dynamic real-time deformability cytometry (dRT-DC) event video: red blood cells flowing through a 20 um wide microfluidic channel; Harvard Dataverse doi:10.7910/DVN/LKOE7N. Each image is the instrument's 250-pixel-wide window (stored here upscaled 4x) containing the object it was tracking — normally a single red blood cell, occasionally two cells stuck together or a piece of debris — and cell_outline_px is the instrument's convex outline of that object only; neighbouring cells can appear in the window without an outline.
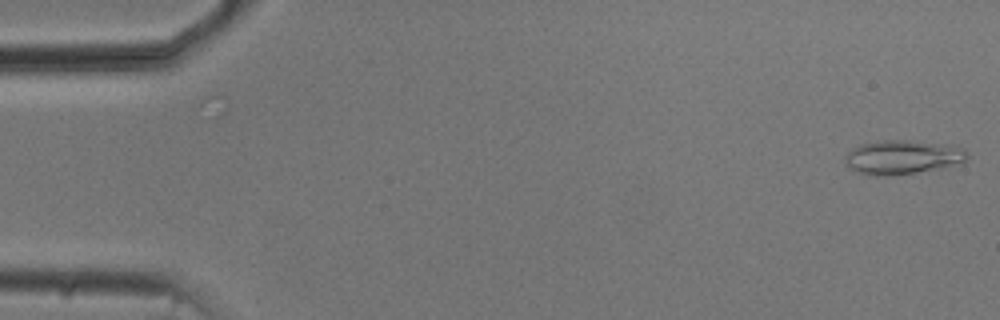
{"species": "common noctule bat (a hibernating species)", "species_latin": "Nyctalus noctula", "temperature_condition": "cold", "stored_images_in_passage": 53, "camera_frame_rate_fps": 3000, "um_per_image_px": 0.085, "animal": {"sex": "male", "body_mass_g": 20.5, "forearm_length_mm": 52.5}, "frame": {"image": 1, "passage_image": 1, "time_ms": 0.0, "image_size_px": [1000, 320], "cell_outline_px": [[968, 156], [964, 160], [940, 168], [892, 176], [872, 176], [848, 168], [844, 164], [844, 160], [848, 152], [852, 148], [860, 144], [884, 140], [908, 140], [952, 144], [964, 148]], "centroid_in_image_um": [76.67, 13.35], "position_along_channel_um": 8.3, "area_um2": 24.33}}
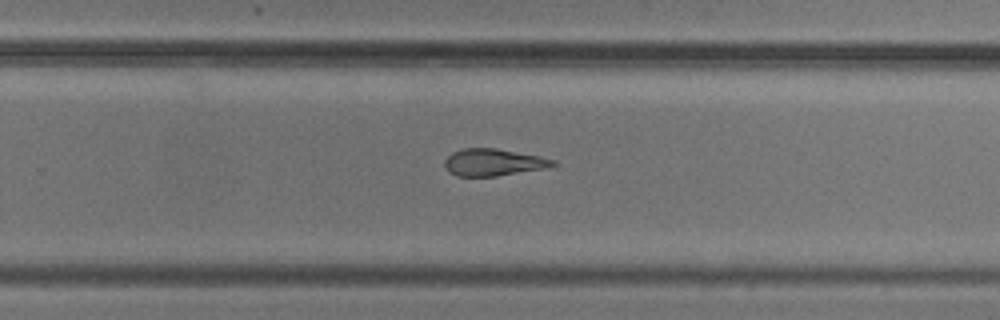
{"frame": {"image": 2, "passage_image": 34, "time_ms": 11.0, "image_size_px": [1000, 320], "cell_outline_px": [[556, 164], [548, 168], [496, 176], [456, 176], [448, 172], [444, 164], [444, 160], [452, 152], [464, 148], [496, 148], [540, 156], [556, 160]], "centroid_in_image_um": [41.93, 13.8], "position_along_channel_um": 287.9, "area_um2": 17.17}}
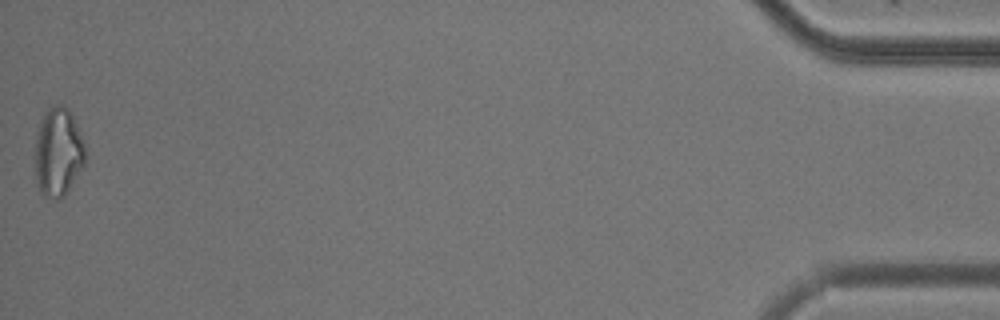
{"frame": {"image": 3, "passage_image": 53, "time_ms": 17.333, "image_size_px": [1000, 320], "cell_outline_px": [[84, 164], [64, 196], [56, 200], [52, 200], [44, 196], [40, 192], [36, 176], [32, 156], [36, 132], [48, 108], [56, 104], [64, 104], [68, 108], [80, 132], [84, 144]], "centroid_in_image_um": [4.89, 12.94], "position_along_channel_um": 430.3, "area_um2": 26.24}, "authors_computed_cell_mechanics": {"area_um2": 19.363, "velocity_mm_per_s": 3.7553, "shape_relaxation_time_tau1_ms": 8.0441, "shape_relaxation_time_tau2_ms": 5.8495, "deformation_change_tau1": 0.1754, "deformation_change_tau2": 0.1699}}